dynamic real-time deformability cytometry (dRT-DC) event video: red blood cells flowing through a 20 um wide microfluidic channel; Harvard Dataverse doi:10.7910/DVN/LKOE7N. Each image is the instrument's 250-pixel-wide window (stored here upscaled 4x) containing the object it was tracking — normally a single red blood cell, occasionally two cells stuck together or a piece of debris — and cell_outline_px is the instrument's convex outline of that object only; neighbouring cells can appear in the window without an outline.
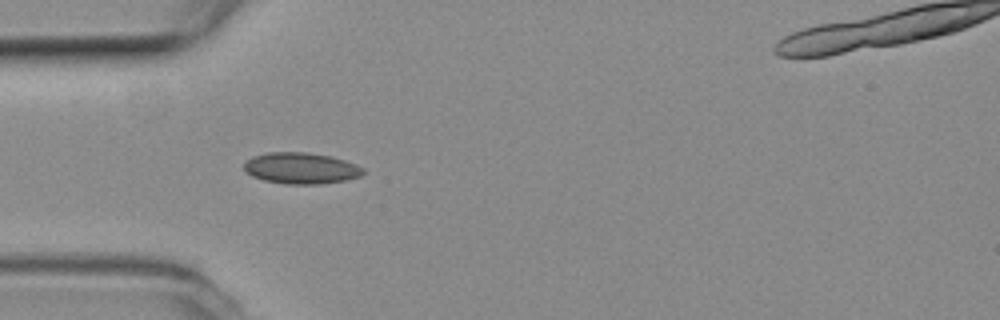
{"species": "common noctule bat (a hibernating species)", "species_latin": "Nyctalus noctula", "temperature_condition": "room temperature", "stored_images_in_passage": 5, "camera_frame_rate_fps": 3000, "um_per_image_px": 0.085, "animal": {"sex": "female", "body_mass_g": 19.3, "forearm_length_mm": 54.1}, "frame": {"image": 1, "passage_image": 4, "time_ms": 1.0, "image_size_px": [1000, 320], "cell_outline_px": [[364, 172], [360, 176], [344, 180], [320, 184], [284, 184], [264, 180], [252, 176], [244, 172], [244, 164], [252, 156], [268, 152], [308, 152], [332, 156], [356, 164], [364, 168]], "centroid_in_image_um": [25.57, 14.29], "position_along_channel_um": 59.4, "area_um2": 21.79}}